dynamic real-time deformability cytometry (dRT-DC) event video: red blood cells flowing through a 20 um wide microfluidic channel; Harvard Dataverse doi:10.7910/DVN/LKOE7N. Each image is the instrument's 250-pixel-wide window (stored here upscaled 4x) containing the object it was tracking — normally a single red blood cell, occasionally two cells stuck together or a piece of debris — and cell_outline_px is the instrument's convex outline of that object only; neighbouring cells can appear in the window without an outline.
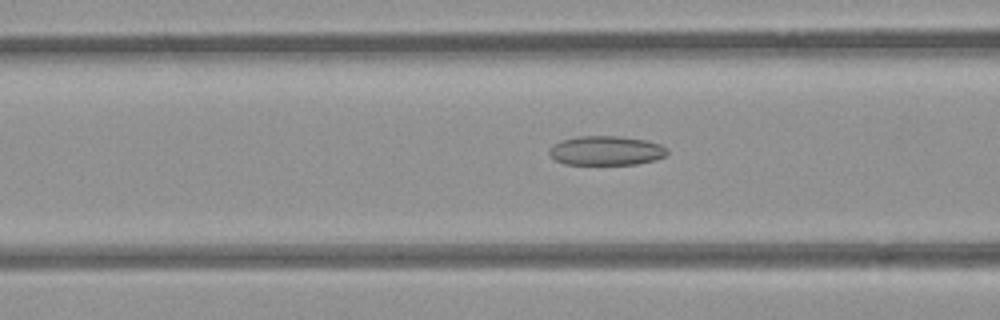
{"species": "common noctule bat (a hibernating species)", "species_latin": "Nyctalus noctula", "temperature_condition": "room temperature", "stored_images_in_passage": 53, "camera_frame_rate_fps": 3000, "um_per_image_px": 0.085, "animal": {"sex": "female", "body_mass_g": 21.9}, "frame": {"image": 1, "passage_image": 21, "time_ms": 6.667, "image_size_px": [1000, 320], "cell_outline_px": [[668, 152], [664, 156], [656, 160], [636, 164], [564, 164], [556, 160], [548, 152], [548, 148], [564, 140], [580, 136], [620, 136], [644, 140], [660, 144], [668, 148]], "centroid_in_image_um": [51.55, 12.81], "position_along_channel_um": 115.0, "area_um2": 20.0}}
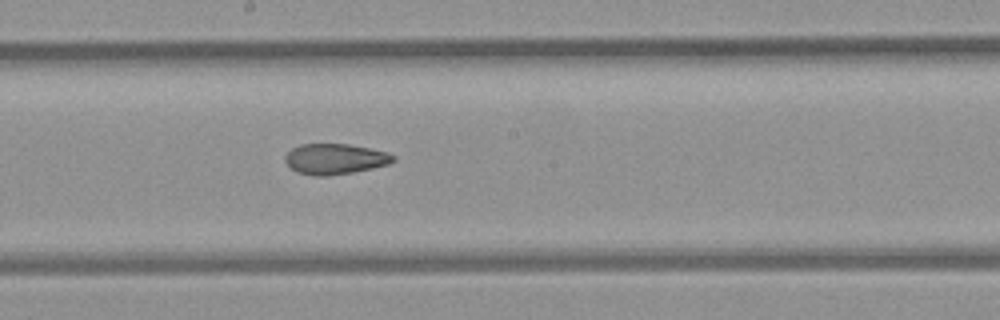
{"frame": {"image": 2, "passage_image": 29, "time_ms": 9.333, "image_size_px": [1000, 320], "cell_outline_px": [[396, 160], [388, 164], [372, 168], [352, 172], [328, 176], [316, 176], [296, 172], [284, 160], [284, 156], [292, 148], [300, 144], [348, 144], [388, 152], [396, 156]], "centroid_in_image_um": [28.48, 13.51], "position_along_channel_um": 219.7, "area_um2": 19.25}}
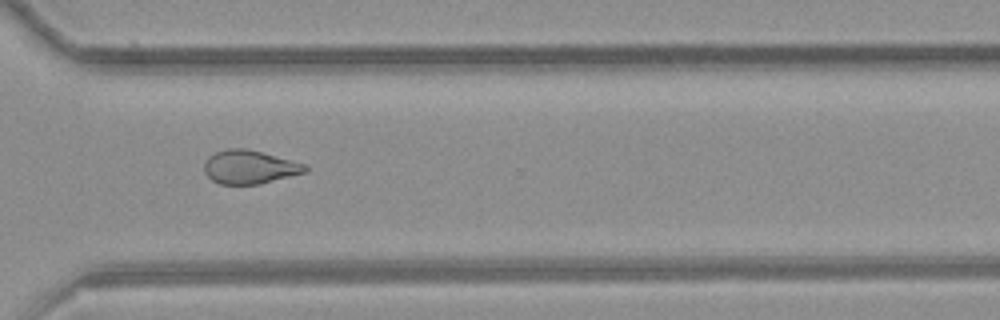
{"frame": {"image": 3, "passage_image": 39, "time_ms": 12.667, "image_size_px": [1000, 320], "cell_outline_px": [[308, 168], [304, 172], [260, 184], [220, 184], [212, 180], [204, 172], [204, 164], [208, 156], [216, 152], [228, 148], [248, 148], [304, 164]], "centroid_in_image_um": [21.16, 14.19], "position_along_channel_um": 349.4, "area_um2": 19.54}, "authors_computed_cell_mechanics": {"area_um2": 21.5016, "velocity_mm_per_s": 3.9173, "shape_relaxation_time_tau1_ms": null, "shape_relaxation_time_tau2_ms": 3.7729, "deformation_change_tau1": null, "deformation_change_tau2": 0.1146}}